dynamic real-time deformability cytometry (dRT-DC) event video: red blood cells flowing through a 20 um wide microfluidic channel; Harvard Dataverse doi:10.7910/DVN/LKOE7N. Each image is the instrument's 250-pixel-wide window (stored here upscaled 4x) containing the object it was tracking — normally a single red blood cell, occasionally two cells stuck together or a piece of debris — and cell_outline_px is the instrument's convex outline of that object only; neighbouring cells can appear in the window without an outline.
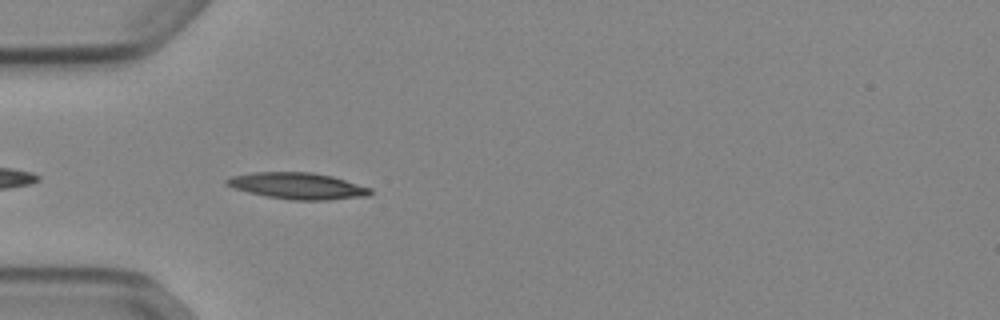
{"species": "Egyptian fruit bat (a non-hibernating species)", "species_latin": "Rousettus aegyptiacus", "temperature_condition": "cold", "stored_images_in_passage": 9, "camera_frame_rate_fps": 3000, "um_per_image_px": 0.085, "animal": {"sex": "female"}, "frame": {"image": 1, "passage_image": 3, "time_ms": 0.667, "image_size_px": [1000, 320], "cell_outline_px": [[372, 192], [368, 196], [328, 200], [292, 200], [268, 196], [248, 192], [224, 184], [224, 180], [232, 176], [252, 172], [312, 172], [332, 176], [372, 188]], "centroid_in_image_um": [25.31, 15.8], "position_along_channel_um": 59.7, "area_um2": 22.08}}
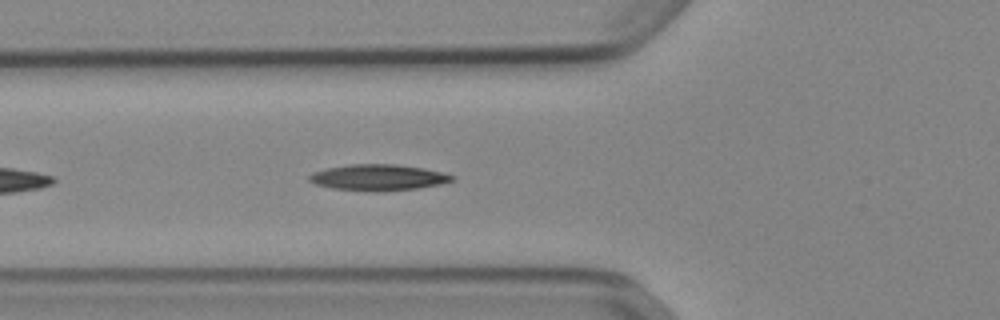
{"frame": {"image": 2, "passage_image": 6, "time_ms": 1.667, "image_size_px": [1000, 320], "cell_outline_px": [[456, 180], [440, 184], [416, 188], [380, 192], [332, 188], [316, 184], [308, 180], [308, 176], [312, 172], [328, 168], [348, 164], [396, 164], [424, 168], [456, 176]], "centroid_in_image_um": [32.16, 15.08], "position_along_channel_um": 93.6, "area_um2": 21.73}}